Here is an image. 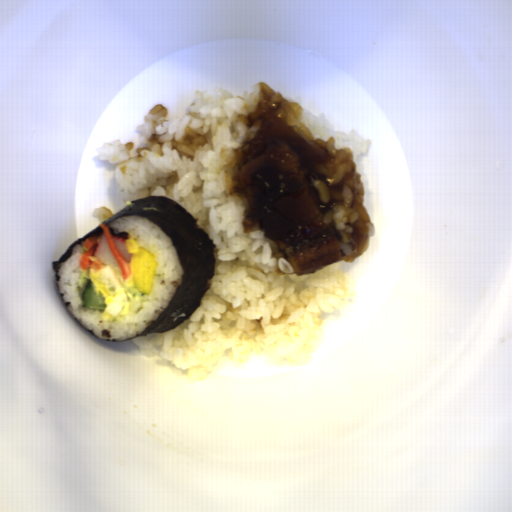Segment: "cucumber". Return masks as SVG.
<instances>
[{"label":"cucumber","instance_id":"cucumber-1","mask_svg":"<svg viewBox=\"0 0 512 512\" xmlns=\"http://www.w3.org/2000/svg\"><path fill=\"white\" fill-rule=\"evenodd\" d=\"M81 299L82 307L90 310H98L101 313L104 312L107 306L105 303L106 297L100 291L96 294L91 280L86 282L81 294Z\"/></svg>","mask_w":512,"mask_h":512}]
</instances>
